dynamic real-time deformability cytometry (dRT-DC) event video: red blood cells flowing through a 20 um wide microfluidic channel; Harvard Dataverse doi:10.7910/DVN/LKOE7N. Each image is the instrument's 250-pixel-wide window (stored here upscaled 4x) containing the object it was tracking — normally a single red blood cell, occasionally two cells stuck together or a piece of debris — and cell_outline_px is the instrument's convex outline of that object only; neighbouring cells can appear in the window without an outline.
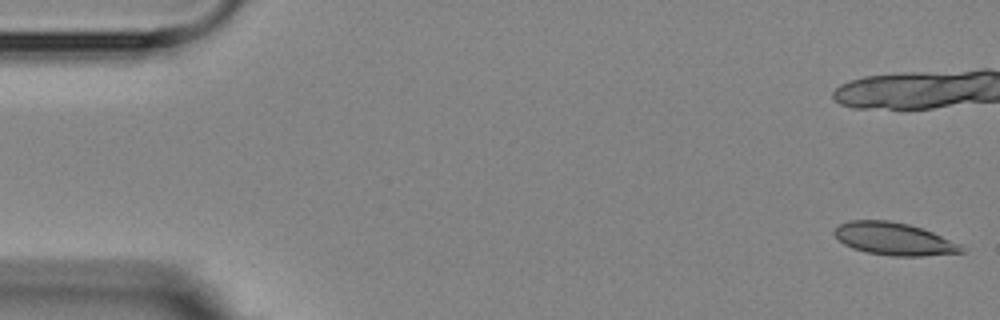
{"species": "Egyptian fruit bat (a non-hibernating species)", "species_latin": "Rousettus aegyptiacus", "temperature_condition": "room temperature", "stored_images_in_passage": 7, "camera_frame_rate_fps": 3000, "um_per_image_px": 0.085, "animal": {"sex": "female"}, "frame": {"image": 1, "passage_image": 1, "time_ms": 0.0, "image_size_px": [1000, 320], "cell_outline_px": [[968, 248], [964, 252], [920, 256], [892, 256], [868, 252], [852, 248], [844, 244], [832, 232], [840, 224], [848, 220], [888, 220], [908, 224], [932, 232], [960, 244]], "centroid_in_image_um": [76.0, 20.3], "position_along_channel_um": 9.0, "area_um2": 23.99}}
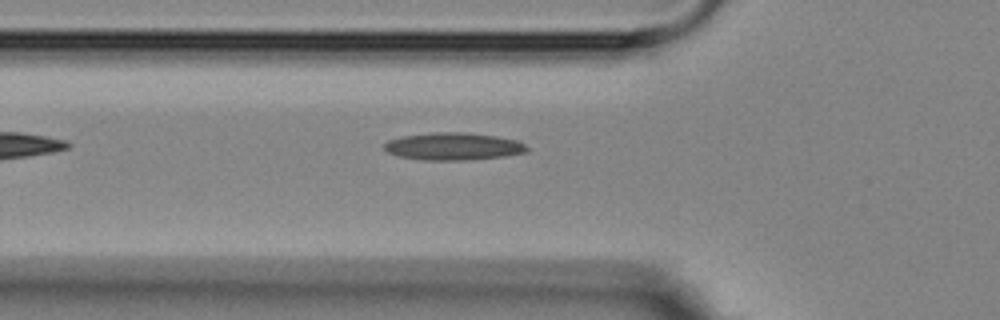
{"frame": {"image": 2, "passage_image": 7, "time_ms": 7.333, "image_size_px": [1000, 320], "cell_outline_px": [[528, 152], [504, 156], [468, 160], [424, 160], [396, 156], [388, 152], [384, 148], [384, 144], [388, 140], [404, 136], [436, 132], [468, 132], [496, 136], [520, 140], [528, 148]], "centroid_in_image_um": [38.56, 12.44], "position_along_channel_um": 87.2, "area_um2": 22.95}}